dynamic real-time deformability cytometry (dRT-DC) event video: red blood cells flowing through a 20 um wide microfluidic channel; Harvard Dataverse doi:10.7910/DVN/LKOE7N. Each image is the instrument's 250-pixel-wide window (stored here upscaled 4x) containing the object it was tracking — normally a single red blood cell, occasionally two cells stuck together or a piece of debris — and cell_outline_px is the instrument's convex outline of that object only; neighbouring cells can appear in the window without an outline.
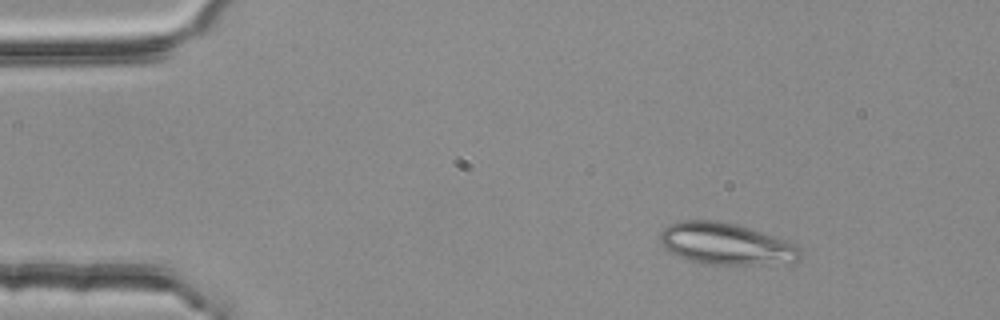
{"species": "common noctule bat (a hibernating species)", "species_latin": "Nyctalus noctula", "temperature_condition": "room temperature", "stored_images_in_passage": 2, "camera_frame_rate_fps": 3000, "um_per_image_px": 0.085, "animal": {"sex": "female", "body_mass_g": 25.1}, "frame": {"image": 1, "passage_image": 1, "time_ms": 0.0, "image_size_px": [1000, 320], "cell_outline_px": [[800, 256], [796, 260], [752, 264], [708, 264], [688, 260], [664, 248], [660, 240], [660, 232], [668, 224], [680, 220], [716, 220], [736, 224], [788, 240], [800, 248]], "centroid_in_image_um": [61.64, 20.69], "position_along_channel_um": 23.4, "area_um2": 33.58}}